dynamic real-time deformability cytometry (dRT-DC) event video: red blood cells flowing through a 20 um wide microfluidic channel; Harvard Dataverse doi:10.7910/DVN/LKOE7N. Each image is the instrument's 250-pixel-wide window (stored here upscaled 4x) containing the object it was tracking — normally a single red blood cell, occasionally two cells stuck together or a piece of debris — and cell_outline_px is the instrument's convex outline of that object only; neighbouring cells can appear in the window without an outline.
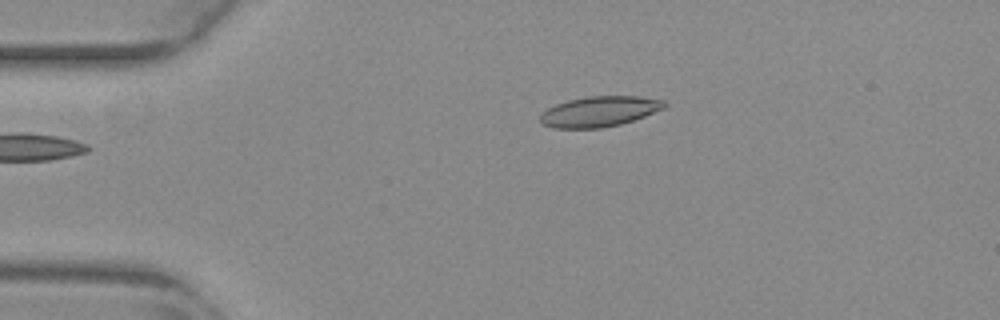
{"species": "common noctule bat (a hibernating species)", "species_latin": "Nyctalus noctula", "temperature_condition": "warm", "stored_images_in_passage": 43, "camera_frame_rate_fps": 3000, "um_per_image_px": 0.085, "animal": {"sex": "female", "body_mass_g": 29.2, "forearm_length_mm": 56.3}, "frame": {"image": 1, "passage_image": 1, "time_ms": 0.0, "image_size_px": [1000, 320], "cell_outline_px": [[668, 104], [664, 108], [644, 116], [620, 124], [600, 128], [552, 128], [540, 124], [540, 116], [548, 108], [556, 104], [568, 100], [588, 96], [640, 96], [664, 100]], "centroid_in_image_um": [50.94, 9.47], "position_along_channel_um": 34.1, "area_um2": 21.96}}
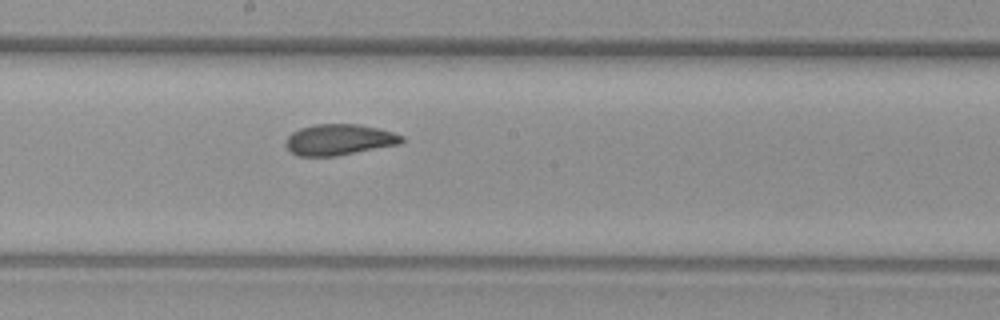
{"frame": {"image": 2, "passage_image": 19, "time_ms": 6.0, "image_size_px": [1000, 320], "cell_outline_px": [[404, 140], [400, 144], [336, 156], [296, 156], [284, 144], [288, 136], [292, 132], [300, 128], [316, 124], [360, 124], [392, 132], [404, 136]], "centroid_in_image_um": [28.82, 11.87], "position_along_channel_um": 219.4, "area_um2": 20.92}}
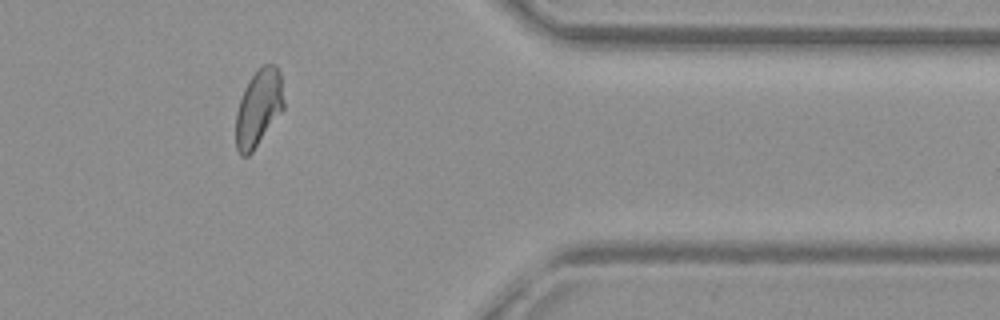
{"frame": {"image": 3, "passage_image": 34, "time_ms": 11.0, "image_size_px": [1000, 320], "cell_outline_px": [[284, 108], [252, 152], [248, 156], [240, 156], [236, 148], [236, 112], [244, 88], [248, 80], [256, 68], [260, 64], [276, 64], [280, 72], [284, 100]], "centroid_in_image_um": [21.97, 9.12], "position_along_channel_um": 389.4, "area_um2": 21.68}, "authors_computed_cell_mechanics": {"area_um2": 21.675, "velocity_mm_per_s": 3.8406, "shape_relaxation_time_tau1_ms": null, "shape_relaxation_time_tau2_ms": 1.5295, "deformation_change_tau1": null, "deformation_change_tau2": 0.0711}}